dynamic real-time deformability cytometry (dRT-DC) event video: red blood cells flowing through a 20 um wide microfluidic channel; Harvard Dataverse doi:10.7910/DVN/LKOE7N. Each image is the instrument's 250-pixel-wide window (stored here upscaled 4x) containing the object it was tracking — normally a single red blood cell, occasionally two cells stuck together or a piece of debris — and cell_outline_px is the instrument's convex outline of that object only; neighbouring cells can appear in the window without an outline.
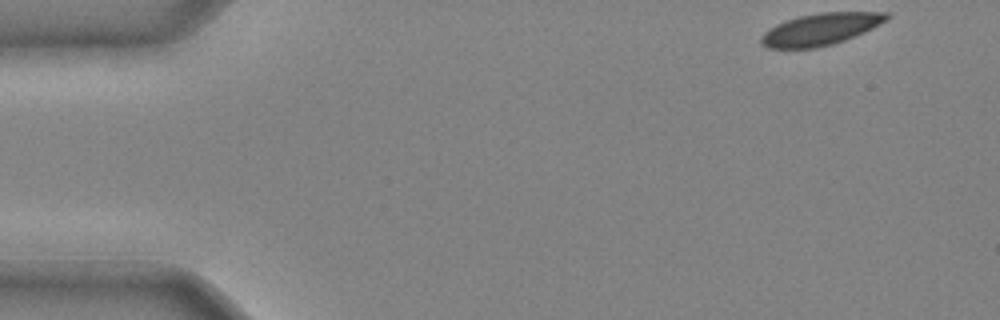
{"species": "common noctule bat (a hibernating species)", "species_latin": "Nyctalus noctula", "temperature_condition": "cold", "stored_images_in_passage": 36, "camera_frame_rate_fps": 3000, "um_per_image_px": 0.085, "animal": {"sex": "male", "body_mass_g": 20.4}, "frame": {"image": 1, "passage_image": 1, "time_ms": 0.0, "image_size_px": [1000, 320], "cell_outline_px": [[892, 16], [888, 20], [864, 32], [844, 40], [832, 44], [816, 48], [768, 48], [760, 44], [760, 36], [768, 28], [776, 24], [800, 16], [820, 12], [892, 12]], "centroid_in_image_um": [69.76, 2.48], "position_along_channel_um": 15.2, "area_um2": 23.41}}
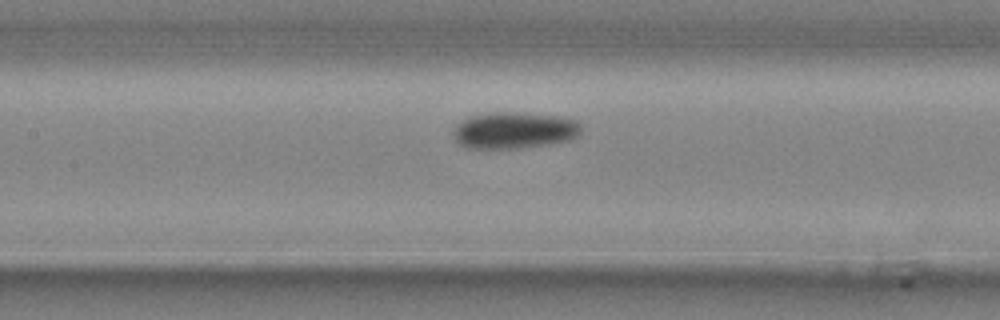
{"frame": {"image": 2, "passage_image": 18, "time_ms": 5.667, "image_size_px": [1000, 320], "cell_outline_px": [[580, 132], [576, 136], [568, 140], [552, 144], [520, 148], [468, 148], [460, 144], [456, 140], [452, 132], [456, 124], [468, 116], [484, 112], [516, 112], [564, 116], [576, 120], [580, 124]], "centroid_in_image_um": [43.69, 11.06], "position_along_channel_um": 163.7, "area_um2": 27.63}}
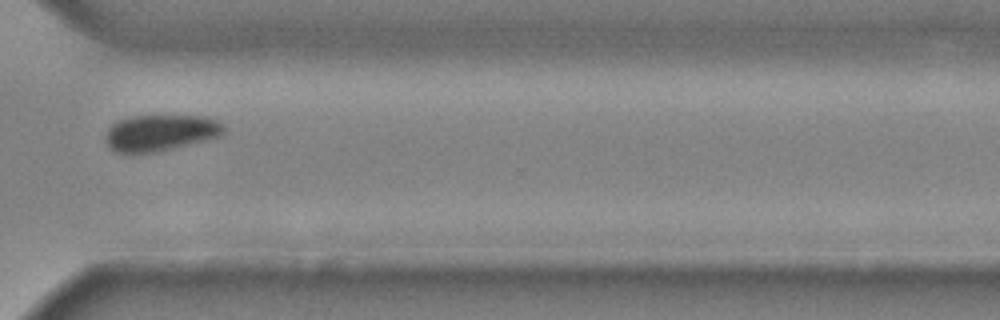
{"frame": {"image": 3, "passage_image": 31, "time_ms": 10.0, "image_size_px": [1000, 320], "cell_outline_px": [[224, 132], [220, 136], [208, 140], [172, 148], [152, 152], [116, 152], [108, 144], [108, 128], [112, 124], [120, 120], [132, 116], [208, 116], [224, 124]], "centroid_in_image_um": [13.71, 11.27], "position_along_channel_um": 356.9, "area_um2": 24.57}}